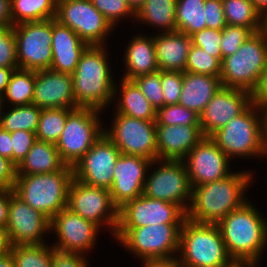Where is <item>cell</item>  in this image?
I'll use <instances>...</instances> for the list:
<instances>
[{
    "mask_svg": "<svg viewBox=\"0 0 267 267\" xmlns=\"http://www.w3.org/2000/svg\"><path fill=\"white\" fill-rule=\"evenodd\" d=\"M36 134L26 130L11 132L12 141V163L17 167L25 158L32 145L36 141Z\"/></svg>",
    "mask_w": 267,
    "mask_h": 267,
    "instance_id": "obj_46",
    "label": "cell"
},
{
    "mask_svg": "<svg viewBox=\"0 0 267 267\" xmlns=\"http://www.w3.org/2000/svg\"><path fill=\"white\" fill-rule=\"evenodd\" d=\"M32 104L43 108H80L75 101L72 75L51 69L35 71Z\"/></svg>",
    "mask_w": 267,
    "mask_h": 267,
    "instance_id": "obj_22",
    "label": "cell"
},
{
    "mask_svg": "<svg viewBox=\"0 0 267 267\" xmlns=\"http://www.w3.org/2000/svg\"><path fill=\"white\" fill-rule=\"evenodd\" d=\"M252 103L251 92L221 87L207 103L200 115V127L205 137L224 127Z\"/></svg>",
    "mask_w": 267,
    "mask_h": 267,
    "instance_id": "obj_21",
    "label": "cell"
},
{
    "mask_svg": "<svg viewBox=\"0 0 267 267\" xmlns=\"http://www.w3.org/2000/svg\"><path fill=\"white\" fill-rule=\"evenodd\" d=\"M267 63V32L252 33L232 55L222 59L223 87L252 91L257 87Z\"/></svg>",
    "mask_w": 267,
    "mask_h": 267,
    "instance_id": "obj_8",
    "label": "cell"
},
{
    "mask_svg": "<svg viewBox=\"0 0 267 267\" xmlns=\"http://www.w3.org/2000/svg\"><path fill=\"white\" fill-rule=\"evenodd\" d=\"M0 67L19 68L13 26L0 27Z\"/></svg>",
    "mask_w": 267,
    "mask_h": 267,
    "instance_id": "obj_44",
    "label": "cell"
},
{
    "mask_svg": "<svg viewBox=\"0 0 267 267\" xmlns=\"http://www.w3.org/2000/svg\"><path fill=\"white\" fill-rule=\"evenodd\" d=\"M264 30L267 32V17L264 19Z\"/></svg>",
    "mask_w": 267,
    "mask_h": 267,
    "instance_id": "obj_63",
    "label": "cell"
},
{
    "mask_svg": "<svg viewBox=\"0 0 267 267\" xmlns=\"http://www.w3.org/2000/svg\"><path fill=\"white\" fill-rule=\"evenodd\" d=\"M126 1L132 8V10L136 12L145 3L146 0H126Z\"/></svg>",
    "mask_w": 267,
    "mask_h": 267,
    "instance_id": "obj_61",
    "label": "cell"
},
{
    "mask_svg": "<svg viewBox=\"0 0 267 267\" xmlns=\"http://www.w3.org/2000/svg\"><path fill=\"white\" fill-rule=\"evenodd\" d=\"M67 208L95 223L99 228L105 224L111 229L112 236L115 234L118 208L114 205L108 189L89 186L72 178L68 187Z\"/></svg>",
    "mask_w": 267,
    "mask_h": 267,
    "instance_id": "obj_13",
    "label": "cell"
},
{
    "mask_svg": "<svg viewBox=\"0 0 267 267\" xmlns=\"http://www.w3.org/2000/svg\"><path fill=\"white\" fill-rule=\"evenodd\" d=\"M221 87L220 77L183 72L182 90L178 104L200 116L207 103Z\"/></svg>",
    "mask_w": 267,
    "mask_h": 267,
    "instance_id": "obj_26",
    "label": "cell"
},
{
    "mask_svg": "<svg viewBox=\"0 0 267 267\" xmlns=\"http://www.w3.org/2000/svg\"><path fill=\"white\" fill-rule=\"evenodd\" d=\"M256 209L250 201H246L217 224L232 259L258 263L262 250L267 246V221Z\"/></svg>",
    "mask_w": 267,
    "mask_h": 267,
    "instance_id": "obj_3",
    "label": "cell"
},
{
    "mask_svg": "<svg viewBox=\"0 0 267 267\" xmlns=\"http://www.w3.org/2000/svg\"><path fill=\"white\" fill-rule=\"evenodd\" d=\"M73 178V167L35 175H16L14 193L33 209L52 219L67 207L68 187Z\"/></svg>",
    "mask_w": 267,
    "mask_h": 267,
    "instance_id": "obj_5",
    "label": "cell"
},
{
    "mask_svg": "<svg viewBox=\"0 0 267 267\" xmlns=\"http://www.w3.org/2000/svg\"><path fill=\"white\" fill-rule=\"evenodd\" d=\"M74 109L43 108L39 115L36 139L56 144L65 127L67 116Z\"/></svg>",
    "mask_w": 267,
    "mask_h": 267,
    "instance_id": "obj_36",
    "label": "cell"
},
{
    "mask_svg": "<svg viewBox=\"0 0 267 267\" xmlns=\"http://www.w3.org/2000/svg\"><path fill=\"white\" fill-rule=\"evenodd\" d=\"M206 28L222 30L227 24L222 0H205Z\"/></svg>",
    "mask_w": 267,
    "mask_h": 267,
    "instance_id": "obj_47",
    "label": "cell"
},
{
    "mask_svg": "<svg viewBox=\"0 0 267 267\" xmlns=\"http://www.w3.org/2000/svg\"><path fill=\"white\" fill-rule=\"evenodd\" d=\"M99 229L101 228L95 223L65 207L51 219L50 230L57 233L58 239L57 243L51 246L61 252L87 255L97 241Z\"/></svg>",
    "mask_w": 267,
    "mask_h": 267,
    "instance_id": "obj_19",
    "label": "cell"
},
{
    "mask_svg": "<svg viewBox=\"0 0 267 267\" xmlns=\"http://www.w3.org/2000/svg\"><path fill=\"white\" fill-rule=\"evenodd\" d=\"M252 32L243 26L226 25L222 29V41L220 44L222 59L235 53Z\"/></svg>",
    "mask_w": 267,
    "mask_h": 267,
    "instance_id": "obj_42",
    "label": "cell"
},
{
    "mask_svg": "<svg viewBox=\"0 0 267 267\" xmlns=\"http://www.w3.org/2000/svg\"><path fill=\"white\" fill-rule=\"evenodd\" d=\"M47 243L13 245L11 254L15 267H51L52 247Z\"/></svg>",
    "mask_w": 267,
    "mask_h": 267,
    "instance_id": "obj_37",
    "label": "cell"
},
{
    "mask_svg": "<svg viewBox=\"0 0 267 267\" xmlns=\"http://www.w3.org/2000/svg\"><path fill=\"white\" fill-rule=\"evenodd\" d=\"M181 226L182 224H158L117 227L114 238L142 261L176 260Z\"/></svg>",
    "mask_w": 267,
    "mask_h": 267,
    "instance_id": "obj_7",
    "label": "cell"
},
{
    "mask_svg": "<svg viewBox=\"0 0 267 267\" xmlns=\"http://www.w3.org/2000/svg\"><path fill=\"white\" fill-rule=\"evenodd\" d=\"M51 70L73 74L82 53L89 46L68 26L52 19Z\"/></svg>",
    "mask_w": 267,
    "mask_h": 267,
    "instance_id": "obj_24",
    "label": "cell"
},
{
    "mask_svg": "<svg viewBox=\"0 0 267 267\" xmlns=\"http://www.w3.org/2000/svg\"><path fill=\"white\" fill-rule=\"evenodd\" d=\"M176 1L177 0H146L135 12V19L149 26L154 25L164 29V32L176 31Z\"/></svg>",
    "mask_w": 267,
    "mask_h": 267,
    "instance_id": "obj_30",
    "label": "cell"
},
{
    "mask_svg": "<svg viewBox=\"0 0 267 267\" xmlns=\"http://www.w3.org/2000/svg\"><path fill=\"white\" fill-rule=\"evenodd\" d=\"M5 108V106L3 107V103H2V95L0 94V112Z\"/></svg>",
    "mask_w": 267,
    "mask_h": 267,
    "instance_id": "obj_62",
    "label": "cell"
},
{
    "mask_svg": "<svg viewBox=\"0 0 267 267\" xmlns=\"http://www.w3.org/2000/svg\"><path fill=\"white\" fill-rule=\"evenodd\" d=\"M50 224V218L26 204L10 189L6 230L12 246L46 243L43 236L45 233H51Z\"/></svg>",
    "mask_w": 267,
    "mask_h": 267,
    "instance_id": "obj_18",
    "label": "cell"
},
{
    "mask_svg": "<svg viewBox=\"0 0 267 267\" xmlns=\"http://www.w3.org/2000/svg\"><path fill=\"white\" fill-rule=\"evenodd\" d=\"M153 163L159 166L150 172L148 177L146 176L143 194L152 199L174 203L186 213L191 200L192 187L184 162L155 159Z\"/></svg>",
    "mask_w": 267,
    "mask_h": 267,
    "instance_id": "obj_10",
    "label": "cell"
},
{
    "mask_svg": "<svg viewBox=\"0 0 267 267\" xmlns=\"http://www.w3.org/2000/svg\"><path fill=\"white\" fill-rule=\"evenodd\" d=\"M55 20L72 29L88 45H104L114 29L91 0H57Z\"/></svg>",
    "mask_w": 267,
    "mask_h": 267,
    "instance_id": "obj_12",
    "label": "cell"
},
{
    "mask_svg": "<svg viewBox=\"0 0 267 267\" xmlns=\"http://www.w3.org/2000/svg\"><path fill=\"white\" fill-rule=\"evenodd\" d=\"M35 85V70L17 68L14 69L8 81L5 93L2 95V103H10L11 106L32 104Z\"/></svg>",
    "mask_w": 267,
    "mask_h": 267,
    "instance_id": "obj_32",
    "label": "cell"
},
{
    "mask_svg": "<svg viewBox=\"0 0 267 267\" xmlns=\"http://www.w3.org/2000/svg\"><path fill=\"white\" fill-rule=\"evenodd\" d=\"M13 26L54 19L57 0H11Z\"/></svg>",
    "mask_w": 267,
    "mask_h": 267,
    "instance_id": "obj_33",
    "label": "cell"
},
{
    "mask_svg": "<svg viewBox=\"0 0 267 267\" xmlns=\"http://www.w3.org/2000/svg\"><path fill=\"white\" fill-rule=\"evenodd\" d=\"M256 10L265 19L267 17V0H250Z\"/></svg>",
    "mask_w": 267,
    "mask_h": 267,
    "instance_id": "obj_58",
    "label": "cell"
},
{
    "mask_svg": "<svg viewBox=\"0 0 267 267\" xmlns=\"http://www.w3.org/2000/svg\"><path fill=\"white\" fill-rule=\"evenodd\" d=\"M257 267V263L248 259H231L227 264L221 267Z\"/></svg>",
    "mask_w": 267,
    "mask_h": 267,
    "instance_id": "obj_57",
    "label": "cell"
},
{
    "mask_svg": "<svg viewBox=\"0 0 267 267\" xmlns=\"http://www.w3.org/2000/svg\"><path fill=\"white\" fill-rule=\"evenodd\" d=\"M185 72L220 77L221 61L208 54L204 49L192 44L187 57Z\"/></svg>",
    "mask_w": 267,
    "mask_h": 267,
    "instance_id": "obj_38",
    "label": "cell"
},
{
    "mask_svg": "<svg viewBox=\"0 0 267 267\" xmlns=\"http://www.w3.org/2000/svg\"><path fill=\"white\" fill-rule=\"evenodd\" d=\"M0 267H15L14 259L11 251L5 255L0 256Z\"/></svg>",
    "mask_w": 267,
    "mask_h": 267,
    "instance_id": "obj_59",
    "label": "cell"
},
{
    "mask_svg": "<svg viewBox=\"0 0 267 267\" xmlns=\"http://www.w3.org/2000/svg\"><path fill=\"white\" fill-rule=\"evenodd\" d=\"M86 255L61 252L52 246V264L51 267H88Z\"/></svg>",
    "mask_w": 267,
    "mask_h": 267,
    "instance_id": "obj_48",
    "label": "cell"
},
{
    "mask_svg": "<svg viewBox=\"0 0 267 267\" xmlns=\"http://www.w3.org/2000/svg\"><path fill=\"white\" fill-rule=\"evenodd\" d=\"M113 118L111 128L104 130V133L121 153L142 156L151 161L158 159L155 121L119 113H115Z\"/></svg>",
    "mask_w": 267,
    "mask_h": 267,
    "instance_id": "obj_14",
    "label": "cell"
},
{
    "mask_svg": "<svg viewBox=\"0 0 267 267\" xmlns=\"http://www.w3.org/2000/svg\"><path fill=\"white\" fill-rule=\"evenodd\" d=\"M16 68H5L0 67V94L3 95L6 91L8 81L10 80L11 74Z\"/></svg>",
    "mask_w": 267,
    "mask_h": 267,
    "instance_id": "obj_55",
    "label": "cell"
},
{
    "mask_svg": "<svg viewBox=\"0 0 267 267\" xmlns=\"http://www.w3.org/2000/svg\"><path fill=\"white\" fill-rule=\"evenodd\" d=\"M13 26L11 0H0V27Z\"/></svg>",
    "mask_w": 267,
    "mask_h": 267,
    "instance_id": "obj_53",
    "label": "cell"
},
{
    "mask_svg": "<svg viewBox=\"0 0 267 267\" xmlns=\"http://www.w3.org/2000/svg\"><path fill=\"white\" fill-rule=\"evenodd\" d=\"M260 112L262 114V109L251 103L240 115L214 132L210 138L229 159L236 156L265 157L263 115L261 116Z\"/></svg>",
    "mask_w": 267,
    "mask_h": 267,
    "instance_id": "obj_6",
    "label": "cell"
},
{
    "mask_svg": "<svg viewBox=\"0 0 267 267\" xmlns=\"http://www.w3.org/2000/svg\"><path fill=\"white\" fill-rule=\"evenodd\" d=\"M125 49L123 79L132 80L141 75L154 73L159 70L153 36L136 35L130 40Z\"/></svg>",
    "mask_w": 267,
    "mask_h": 267,
    "instance_id": "obj_27",
    "label": "cell"
},
{
    "mask_svg": "<svg viewBox=\"0 0 267 267\" xmlns=\"http://www.w3.org/2000/svg\"><path fill=\"white\" fill-rule=\"evenodd\" d=\"M191 187L226 178L230 172V159L210 138L205 137L182 159Z\"/></svg>",
    "mask_w": 267,
    "mask_h": 267,
    "instance_id": "obj_17",
    "label": "cell"
},
{
    "mask_svg": "<svg viewBox=\"0 0 267 267\" xmlns=\"http://www.w3.org/2000/svg\"><path fill=\"white\" fill-rule=\"evenodd\" d=\"M142 94L151 105L157 110L164 106V95L161 87V71L141 75L132 79Z\"/></svg>",
    "mask_w": 267,
    "mask_h": 267,
    "instance_id": "obj_40",
    "label": "cell"
},
{
    "mask_svg": "<svg viewBox=\"0 0 267 267\" xmlns=\"http://www.w3.org/2000/svg\"><path fill=\"white\" fill-rule=\"evenodd\" d=\"M12 148L11 133L0 126V156L8 158L12 162Z\"/></svg>",
    "mask_w": 267,
    "mask_h": 267,
    "instance_id": "obj_52",
    "label": "cell"
},
{
    "mask_svg": "<svg viewBox=\"0 0 267 267\" xmlns=\"http://www.w3.org/2000/svg\"><path fill=\"white\" fill-rule=\"evenodd\" d=\"M178 254L179 267H221L232 259L217 224L188 219L181 226Z\"/></svg>",
    "mask_w": 267,
    "mask_h": 267,
    "instance_id": "obj_4",
    "label": "cell"
},
{
    "mask_svg": "<svg viewBox=\"0 0 267 267\" xmlns=\"http://www.w3.org/2000/svg\"><path fill=\"white\" fill-rule=\"evenodd\" d=\"M190 37L193 45L204 49L208 54L222 61V51L220 47L222 30L204 28L201 31L195 32Z\"/></svg>",
    "mask_w": 267,
    "mask_h": 267,
    "instance_id": "obj_43",
    "label": "cell"
},
{
    "mask_svg": "<svg viewBox=\"0 0 267 267\" xmlns=\"http://www.w3.org/2000/svg\"><path fill=\"white\" fill-rule=\"evenodd\" d=\"M252 174L250 171L233 172L219 181L192 187L186 219L200 224H218L248 201L245 191L252 185Z\"/></svg>",
    "mask_w": 267,
    "mask_h": 267,
    "instance_id": "obj_1",
    "label": "cell"
},
{
    "mask_svg": "<svg viewBox=\"0 0 267 267\" xmlns=\"http://www.w3.org/2000/svg\"><path fill=\"white\" fill-rule=\"evenodd\" d=\"M120 83V91L117 90L116 83L114 88V96L118 97L117 92L119 93V99H115L116 102L118 100L115 109L116 113L137 119L156 121V109L142 94L138 86L132 80L123 78Z\"/></svg>",
    "mask_w": 267,
    "mask_h": 267,
    "instance_id": "obj_29",
    "label": "cell"
},
{
    "mask_svg": "<svg viewBox=\"0 0 267 267\" xmlns=\"http://www.w3.org/2000/svg\"><path fill=\"white\" fill-rule=\"evenodd\" d=\"M205 0L176 1V31L191 36L206 28Z\"/></svg>",
    "mask_w": 267,
    "mask_h": 267,
    "instance_id": "obj_34",
    "label": "cell"
},
{
    "mask_svg": "<svg viewBox=\"0 0 267 267\" xmlns=\"http://www.w3.org/2000/svg\"><path fill=\"white\" fill-rule=\"evenodd\" d=\"M100 113L101 110L95 108L80 107L67 116L65 127L55 144L66 165L73 167L104 133Z\"/></svg>",
    "mask_w": 267,
    "mask_h": 267,
    "instance_id": "obj_9",
    "label": "cell"
},
{
    "mask_svg": "<svg viewBox=\"0 0 267 267\" xmlns=\"http://www.w3.org/2000/svg\"><path fill=\"white\" fill-rule=\"evenodd\" d=\"M153 36L156 60L160 71L185 72L192 40L183 32H163Z\"/></svg>",
    "mask_w": 267,
    "mask_h": 267,
    "instance_id": "obj_25",
    "label": "cell"
},
{
    "mask_svg": "<svg viewBox=\"0 0 267 267\" xmlns=\"http://www.w3.org/2000/svg\"><path fill=\"white\" fill-rule=\"evenodd\" d=\"M153 161L137 155L121 153L116 161L112 186L109 189L114 205L119 209L125 203L143 194L148 169Z\"/></svg>",
    "mask_w": 267,
    "mask_h": 267,
    "instance_id": "obj_20",
    "label": "cell"
},
{
    "mask_svg": "<svg viewBox=\"0 0 267 267\" xmlns=\"http://www.w3.org/2000/svg\"><path fill=\"white\" fill-rule=\"evenodd\" d=\"M227 25L243 26L252 33L264 30V18L250 0H222Z\"/></svg>",
    "mask_w": 267,
    "mask_h": 267,
    "instance_id": "obj_31",
    "label": "cell"
},
{
    "mask_svg": "<svg viewBox=\"0 0 267 267\" xmlns=\"http://www.w3.org/2000/svg\"><path fill=\"white\" fill-rule=\"evenodd\" d=\"M11 247L12 245L6 228L0 226V256L9 253L11 251Z\"/></svg>",
    "mask_w": 267,
    "mask_h": 267,
    "instance_id": "obj_54",
    "label": "cell"
},
{
    "mask_svg": "<svg viewBox=\"0 0 267 267\" xmlns=\"http://www.w3.org/2000/svg\"><path fill=\"white\" fill-rule=\"evenodd\" d=\"M105 46L89 45L72 74L75 101L81 108L102 111L115 101V82L110 73Z\"/></svg>",
    "mask_w": 267,
    "mask_h": 267,
    "instance_id": "obj_2",
    "label": "cell"
},
{
    "mask_svg": "<svg viewBox=\"0 0 267 267\" xmlns=\"http://www.w3.org/2000/svg\"><path fill=\"white\" fill-rule=\"evenodd\" d=\"M10 207V189L0 188V226L6 228Z\"/></svg>",
    "mask_w": 267,
    "mask_h": 267,
    "instance_id": "obj_51",
    "label": "cell"
},
{
    "mask_svg": "<svg viewBox=\"0 0 267 267\" xmlns=\"http://www.w3.org/2000/svg\"><path fill=\"white\" fill-rule=\"evenodd\" d=\"M10 107L7 113L0 112V126L10 133L17 130L36 133L42 109L34 104Z\"/></svg>",
    "mask_w": 267,
    "mask_h": 267,
    "instance_id": "obj_35",
    "label": "cell"
},
{
    "mask_svg": "<svg viewBox=\"0 0 267 267\" xmlns=\"http://www.w3.org/2000/svg\"><path fill=\"white\" fill-rule=\"evenodd\" d=\"M121 151L105 134L94 142L85 155L74 164L73 178L94 187L110 189L114 167Z\"/></svg>",
    "mask_w": 267,
    "mask_h": 267,
    "instance_id": "obj_15",
    "label": "cell"
},
{
    "mask_svg": "<svg viewBox=\"0 0 267 267\" xmlns=\"http://www.w3.org/2000/svg\"><path fill=\"white\" fill-rule=\"evenodd\" d=\"M183 72L161 71L164 105H177L182 90Z\"/></svg>",
    "mask_w": 267,
    "mask_h": 267,
    "instance_id": "obj_45",
    "label": "cell"
},
{
    "mask_svg": "<svg viewBox=\"0 0 267 267\" xmlns=\"http://www.w3.org/2000/svg\"><path fill=\"white\" fill-rule=\"evenodd\" d=\"M66 164L61 160L55 144L36 140L16 167L17 175H35L62 170Z\"/></svg>",
    "mask_w": 267,
    "mask_h": 267,
    "instance_id": "obj_28",
    "label": "cell"
},
{
    "mask_svg": "<svg viewBox=\"0 0 267 267\" xmlns=\"http://www.w3.org/2000/svg\"><path fill=\"white\" fill-rule=\"evenodd\" d=\"M16 166L0 156V188L13 189L16 182Z\"/></svg>",
    "mask_w": 267,
    "mask_h": 267,
    "instance_id": "obj_49",
    "label": "cell"
},
{
    "mask_svg": "<svg viewBox=\"0 0 267 267\" xmlns=\"http://www.w3.org/2000/svg\"><path fill=\"white\" fill-rule=\"evenodd\" d=\"M156 125H200V116L179 104L164 105L156 110Z\"/></svg>",
    "mask_w": 267,
    "mask_h": 267,
    "instance_id": "obj_39",
    "label": "cell"
},
{
    "mask_svg": "<svg viewBox=\"0 0 267 267\" xmlns=\"http://www.w3.org/2000/svg\"><path fill=\"white\" fill-rule=\"evenodd\" d=\"M18 67L50 69L52 63V19L24 22L13 26Z\"/></svg>",
    "mask_w": 267,
    "mask_h": 267,
    "instance_id": "obj_11",
    "label": "cell"
},
{
    "mask_svg": "<svg viewBox=\"0 0 267 267\" xmlns=\"http://www.w3.org/2000/svg\"><path fill=\"white\" fill-rule=\"evenodd\" d=\"M203 138L200 125H156L158 159L182 160Z\"/></svg>",
    "mask_w": 267,
    "mask_h": 267,
    "instance_id": "obj_23",
    "label": "cell"
},
{
    "mask_svg": "<svg viewBox=\"0 0 267 267\" xmlns=\"http://www.w3.org/2000/svg\"><path fill=\"white\" fill-rule=\"evenodd\" d=\"M263 115V132H264V149L267 156V107L262 110Z\"/></svg>",
    "mask_w": 267,
    "mask_h": 267,
    "instance_id": "obj_60",
    "label": "cell"
},
{
    "mask_svg": "<svg viewBox=\"0 0 267 267\" xmlns=\"http://www.w3.org/2000/svg\"><path fill=\"white\" fill-rule=\"evenodd\" d=\"M93 6L111 23L114 27L124 17H134L135 12L126 0H91Z\"/></svg>",
    "mask_w": 267,
    "mask_h": 267,
    "instance_id": "obj_41",
    "label": "cell"
},
{
    "mask_svg": "<svg viewBox=\"0 0 267 267\" xmlns=\"http://www.w3.org/2000/svg\"><path fill=\"white\" fill-rule=\"evenodd\" d=\"M185 219L186 213L178 205L141 194L118 209L117 227L183 224Z\"/></svg>",
    "mask_w": 267,
    "mask_h": 267,
    "instance_id": "obj_16",
    "label": "cell"
},
{
    "mask_svg": "<svg viewBox=\"0 0 267 267\" xmlns=\"http://www.w3.org/2000/svg\"><path fill=\"white\" fill-rule=\"evenodd\" d=\"M252 103L262 110L267 107V63L261 73L257 87L251 93Z\"/></svg>",
    "mask_w": 267,
    "mask_h": 267,
    "instance_id": "obj_50",
    "label": "cell"
},
{
    "mask_svg": "<svg viewBox=\"0 0 267 267\" xmlns=\"http://www.w3.org/2000/svg\"><path fill=\"white\" fill-rule=\"evenodd\" d=\"M142 267H179L176 260L143 261Z\"/></svg>",
    "mask_w": 267,
    "mask_h": 267,
    "instance_id": "obj_56",
    "label": "cell"
}]
</instances>
